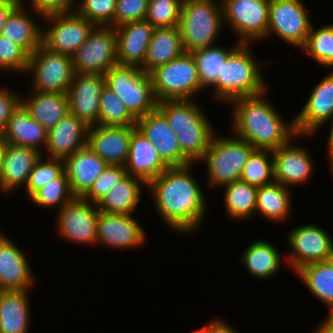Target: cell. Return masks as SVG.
I'll return each mask as SVG.
<instances>
[{
  "mask_svg": "<svg viewBox=\"0 0 333 333\" xmlns=\"http://www.w3.org/2000/svg\"><path fill=\"white\" fill-rule=\"evenodd\" d=\"M192 167L193 163L169 167L146 187L161 219L180 234L197 230L207 209L203 189L191 174Z\"/></svg>",
  "mask_w": 333,
  "mask_h": 333,
  "instance_id": "6da1fadb",
  "label": "cell"
},
{
  "mask_svg": "<svg viewBox=\"0 0 333 333\" xmlns=\"http://www.w3.org/2000/svg\"><path fill=\"white\" fill-rule=\"evenodd\" d=\"M263 93L240 97L232 100L235 136L248 141L255 149L276 150L290 140L304 135H297L294 120L284 122L282 116L264 97Z\"/></svg>",
  "mask_w": 333,
  "mask_h": 333,
  "instance_id": "7a4b0ae2",
  "label": "cell"
},
{
  "mask_svg": "<svg viewBox=\"0 0 333 333\" xmlns=\"http://www.w3.org/2000/svg\"><path fill=\"white\" fill-rule=\"evenodd\" d=\"M250 43L237 42L222 64L216 80L209 86L221 102L230 103L240 97L254 96L267 89L260 64L252 55Z\"/></svg>",
  "mask_w": 333,
  "mask_h": 333,
  "instance_id": "3957f363",
  "label": "cell"
},
{
  "mask_svg": "<svg viewBox=\"0 0 333 333\" xmlns=\"http://www.w3.org/2000/svg\"><path fill=\"white\" fill-rule=\"evenodd\" d=\"M224 25L222 3L215 0H183L179 28L185 52L214 46Z\"/></svg>",
  "mask_w": 333,
  "mask_h": 333,
  "instance_id": "277c9868",
  "label": "cell"
},
{
  "mask_svg": "<svg viewBox=\"0 0 333 333\" xmlns=\"http://www.w3.org/2000/svg\"><path fill=\"white\" fill-rule=\"evenodd\" d=\"M104 76L105 84L114 91L136 119L157 109L158 101L154 94L151 75L141 67L117 64Z\"/></svg>",
  "mask_w": 333,
  "mask_h": 333,
  "instance_id": "5b68a950",
  "label": "cell"
},
{
  "mask_svg": "<svg viewBox=\"0 0 333 333\" xmlns=\"http://www.w3.org/2000/svg\"><path fill=\"white\" fill-rule=\"evenodd\" d=\"M255 148L237 136L212 137L205 155L209 185L220 187L240 180L244 165Z\"/></svg>",
  "mask_w": 333,
  "mask_h": 333,
  "instance_id": "8992f818",
  "label": "cell"
},
{
  "mask_svg": "<svg viewBox=\"0 0 333 333\" xmlns=\"http://www.w3.org/2000/svg\"><path fill=\"white\" fill-rule=\"evenodd\" d=\"M157 101L194 100L205 89L199 79L192 53L182 55L150 72Z\"/></svg>",
  "mask_w": 333,
  "mask_h": 333,
  "instance_id": "52a82bcc",
  "label": "cell"
},
{
  "mask_svg": "<svg viewBox=\"0 0 333 333\" xmlns=\"http://www.w3.org/2000/svg\"><path fill=\"white\" fill-rule=\"evenodd\" d=\"M26 72L32 73L31 86L38 92L67 93L75 75L71 56L52 52L43 45L29 56Z\"/></svg>",
  "mask_w": 333,
  "mask_h": 333,
  "instance_id": "ba28073f",
  "label": "cell"
},
{
  "mask_svg": "<svg viewBox=\"0 0 333 333\" xmlns=\"http://www.w3.org/2000/svg\"><path fill=\"white\" fill-rule=\"evenodd\" d=\"M223 22L236 33L239 43L267 37L270 0H224Z\"/></svg>",
  "mask_w": 333,
  "mask_h": 333,
  "instance_id": "9c48e42d",
  "label": "cell"
},
{
  "mask_svg": "<svg viewBox=\"0 0 333 333\" xmlns=\"http://www.w3.org/2000/svg\"><path fill=\"white\" fill-rule=\"evenodd\" d=\"M115 27L95 26L87 40L72 56L75 73L105 74L117 65Z\"/></svg>",
  "mask_w": 333,
  "mask_h": 333,
  "instance_id": "30bf717a",
  "label": "cell"
},
{
  "mask_svg": "<svg viewBox=\"0 0 333 333\" xmlns=\"http://www.w3.org/2000/svg\"><path fill=\"white\" fill-rule=\"evenodd\" d=\"M302 0H270L267 37L274 34L286 44L302 48L311 29Z\"/></svg>",
  "mask_w": 333,
  "mask_h": 333,
  "instance_id": "8fae6325",
  "label": "cell"
},
{
  "mask_svg": "<svg viewBox=\"0 0 333 333\" xmlns=\"http://www.w3.org/2000/svg\"><path fill=\"white\" fill-rule=\"evenodd\" d=\"M43 19L51 25L48 24V29L43 30L42 45L52 52L71 57L95 27L77 12L53 14Z\"/></svg>",
  "mask_w": 333,
  "mask_h": 333,
  "instance_id": "7c38bea8",
  "label": "cell"
},
{
  "mask_svg": "<svg viewBox=\"0 0 333 333\" xmlns=\"http://www.w3.org/2000/svg\"><path fill=\"white\" fill-rule=\"evenodd\" d=\"M98 212L97 204L74 197L58 211L56 225L59 235L72 243L97 244Z\"/></svg>",
  "mask_w": 333,
  "mask_h": 333,
  "instance_id": "4fadbf2b",
  "label": "cell"
},
{
  "mask_svg": "<svg viewBox=\"0 0 333 333\" xmlns=\"http://www.w3.org/2000/svg\"><path fill=\"white\" fill-rule=\"evenodd\" d=\"M289 232L286 240L292 251L287 262L294 272L306 264L328 259L333 249V241L332 236L323 228L305 224Z\"/></svg>",
  "mask_w": 333,
  "mask_h": 333,
  "instance_id": "5bb4252c",
  "label": "cell"
},
{
  "mask_svg": "<svg viewBox=\"0 0 333 333\" xmlns=\"http://www.w3.org/2000/svg\"><path fill=\"white\" fill-rule=\"evenodd\" d=\"M136 128L151 141L159 156L169 167L192 163L183 154L176 133L158 109L138 118Z\"/></svg>",
  "mask_w": 333,
  "mask_h": 333,
  "instance_id": "9a60e30c",
  "label": "cell"
},
{
  "mask_svg": "<svg viewBox=\"0 0 333 333\" xmlns=\"http://www.w3.org/2000/svg\"><path fill=\"white\" fill-rule=\"evenodd\" d=\"M297 135H312L327 121L333 120V71L324 76L294 117Z\"/></svg>",
  "mask_w": 333,
  "mask_h": 333,
  "instance_id": "2e32d148",
  "label": "cell"
},
{
  "mask_svg": "<svg viewBox=\"0 0 333 333\" xmlns=\"http://www.w3.org/2000/svg\"><path fill=\"white\" fill-rule=\"evenodd\" d=\"M105 85L103 74L75 73L67 91L69 113L75 115L88 126L97 125L99 99Z\"/></svg>",
  "mask_w": 333,
  "mask_h": 333,
  "instance_id": "e0dca14e",
  "label": "cell"
},
{
  "mask_svg": "<svg viewBox=\"0 0 333 333\" xmlns=\"http://www.w3.org/2000/svg\"><path fill=\"white\" fill-rule=\"evenodd\" d=\"M96 230L97 243L120 250L139 247L147 236L132 215L110 214L100 210Z\"/></svg>",
  "mask_w": 333,
  "mask_h": 333,
  "instance_id": "ac0fdd59",
  "label": "cell"
},
{
  "mask_svg": "<svg viewBox=\"0 0 333 333\" xmlns=\"http://www.w3.org/2000/svg\"><path fill=\"white\" fill-rule=\"evenodd\" d=\"M136 126H89L87 145L109 165L127 162L132 131Z\"/></svg>",
  "mask_w": 333,
  "mask_h": 333,
  "instance_id": "d6986e66",
  "label": "cell"
},
{
  "mask_svg": "<svg viewBox=\"0 0 333 333\" xmlns=\"http://www.w3.org/2000/svg\"><path fill=\"white\" fill-rule=\"evenodd\" d=\"M291 144L292 140L272 151L274 179L288 188L305 184L312 176L314 165L304 147Z\"/></svg>",
  "mask_w": 333,
  "mask_h": 333,
  "instance_id": "ffe728a7",
  "label": "cell"
},
{
  "mask_svg": "<svg viewBox=\"0 0 333 333\" xmlns=\"http://www.w3.org/2000/svg\"><path fill=\"white\" fill-rule=\"evenodd\" d=\"M24 252L0 233V291L28 290L35 281Z\"/></svg>",
  "mask_w": 333,
  "mask_h": 333,
  "instance_id": "44dd1931",
  "label": "cell"
},
{
  "mask_svg": "<svg viewBox=\"0 0 333 333\" xmlns=\"http://www.w3.org/2000/svg\"><path fill=\"white\" fill-rule=\"evenodd\" d=\"M109 164L88 145L64 159V171L74 197H83Z\"/></svg>",
  "mask_w": 333,
  "mask_h": 333,
  "instance_id": "7402d4cb",
  "label": "cell"
},
{
  "mask_svg": "<svg viewBox=\"0 0 333 333\" xmlns=\"http://www.w3.org/2000/svg\"><path fill=\"white\" fill-rule=\"evenodd\" d=\"M89 126L71 113H67L48 130L45 150L49 158L65 159L87 145Z\"/></svg>",
  "mask_w": 333,
  "mask_h": 333,
  "instance_id": "603a6c76",
  "label": "cell"
},
{
  "mask_svg": "<svg viewBox=\"0 0 333 333\" xmlns=\"http://www.w3.org/2000/svg\"><path fill=\"white\" fill-rule=\"evenodd\" d=\"M117 34L116 60L119 65L141 67L144 64L154 27L136 21L115 27Z\"/></svg>",
  "mask_w": 333,
  "mask_h": 333,
  "instance_id": "cb8c5ba5",
  "label": "cell"
},
{
  "mask_svg": "<svg viewBox=\"0 0 333 333\" xmlns=\"http://www.w3.org/2000/svg\"><path fill=\"white\" fill-rule=\"evenodd\" d=\"M124 166L126 174L138 177L146 184L169 168L151 141L137 128L131 133L129 155Z\"/></svg>",
  "mask_w": 333,
  "mask_h": 333,
  "instance_id": "d4e9b609",
  "label": "cell"
},
{
  "mask_svg": "<svg viewBox=\"0 0 333 333\" xmlns=\"http://www.w3.org/2000/svg\"><path fill=\"white\" fill-rule=\"evenodd\" d=\"M41 156L42 153L36 149L7 143L0 176V191L6 194L23 184L26 186L29 175Z\"/></svg>",
  "mask_w": 333,
  "mask_h": 333,
  "instance_id": "484cf974",
  "label": "cell"
},
{
  "mask_svg": "<svg viewBox=\"0 0 333 333\" xmlns=\"http://www.w3.org/2000/svg\"><path fill=\"white\" fill-rule=\"evenodd\" d=\"M0 135L8 144L33 148L43 155L41 147H46L48 130L35 121L20 104L10 116Z\"/></svg>",
  "mask_w": 333,
  "mask_h": 333,
  "instance_id": "4316f807",
  "label": "cell"
},
{
  "mask_svg": "<svg viewBox=\"0 0 333 333\" xmlns=\"http://www.w3.org/2000/svg\"><path fill=\"white\" fill-rule=\"evenodd\" d=\"M21 1L9 14L2 35L20 46L29 56L42 45L43 29L28 14Z\"/></svg>",
  "mask_w": 333,
  "mask_h": 333,
  "instance_id": "83f0119b",
  "label": "cell"
},
{
  "mask_svg": "<svg viewBox=\"0 0 333 333\" xmlns=\"http://www.w3.org/2000/svg\"><path fill=\"white\" fill-rule=\"evenodd\" d=\"M184 52L179 26L156 27L141 68L150 73L156 67L167 64Z\"/></svg>",
  "mask_w": 333,
  "mask_h": 333,
  "instance_id": "f1b7e54d",
  "label": "cell"
},
{
  "mask_svg": "<svg viewBox=\"0 0 333 333\" xmlns=\"http://www.w3.org/2000/svg\"><path fill=\"white\" fill-rule=\"evenodd\" d=\"M31 91V97L21 96V105L35 121L52 129L69 112L67 93Z\"/></svg>",
  "mask_w": 333,
  "mask_h": 333,
  "instance_id": "f546056e",
  "label": "cell"
},
{
  "mask_svg": "<svg viewBox=\"0 0 333 333\" xmlns=\"http://www.w3.org/2000/svg\"><path fill=\"white\" fill-rule=\"evenodd\" d=\"M28 290L0 291V333H28Z\"/></svg>",
  "mask_w": 333,
  "mask_h": 333,
  "instance_id": "4dcf8cb0",
  "label": "cell"
},
{
  "mask_svg": "<svg viewBox=\"0 0 333 333\" xmlns=\"http://www.w3.org/2000/svg\"><path fill=\"white\" fill-rule=\"evenodd\" d=\"M147 184L140 178L126 174L97 204L104 213L131 215L141 199V186Z\"/></svg>",
  "mask_w": 333,
  "mask_h": 333,
  "instance_id": "1f68e13d",
  "label": "cell"
},
{
  "mask_svg": "<svg viewBox=\"0 0 333 333\" xmlns=\"http://www.w3.org/2000/svg\"><path fill=\"white\" fill-rule=\"evenodd\" d=\"M196 101L164 100L159 101L157 109L164 115L173 130L213 128Z\"/></svg>",
  "mask_w": 333,
  "mask_h": 333,
  "instance_id": "d6a6232c",
  "label": "cell"
},
{
  "mask_svg": "<svg viewBox=\"0 0 333 333\" xmlns=\"http://www.w3.org/2000/svg\"><path fill=\"white\" fill-rule=\"evenodd\" d=\"M241 255L247 271L259 279L273 277L280 270L281 262H283L278 249L266 240L251 243Z\"/></svg>",
  "mask_w": 333,
  "mask_h": 333,
  "instance_id": "836d02e7",
  "label": "cell"
},
{
  "mask_svg": "<svg viewBox=\"0 0 333 333\" xmlns=\"http://www.w3.org/2000/svg\"><path fill=\"white\" fill-rule=\"evenodd\" d=\"M288 187H285L278 182L259 186L256 196L255 213H260L269 221H281L290 215L291 209V194Z\"/></svg>",
  "mask_w": 333,
  "mask_h": 333,
  "instance_id": "e575fe53",
  "label": "cell"
},
{
  "mask_svg": "<svg viewBox=\"0 0 333 333\" xmlns=\"http://www.w3.org/2000/svg\"><path fill=\"white\" fill-rule=\"evenodd\" d=\"M295 273L313 296L333 309V268L327 260L306 264Z\"/></svg>",
  "mask_w": 333,
  "mask_h": 333,
  "instance_id": "d590c367",
  "label": "cell"
},
{
  "mask_svg": "<svg viewBox=\"0 0 333 333\" xmlns=\"http://www.w3.org/2000/svg\"><path fill=\"white\" fill-rule=\"evenodd\" d=\"M225 188L224 204L230 218L248 219L256 210L257 188L241 180L222 186Z\"/></svg>",
  "mask_w": 333,
  "mask_h": 333,
  "instance_id": "8d00e7d4",
  "label": "cell"
},
{
  "mask_svg": "<svg viewBox=\"0 0 333 333\" xmlns=\"http://www.w3.org/2000/svg\"><path fill=\"white\" fill-rule=\"evenodd\" d=\"M137 119L129 112L126 105L106 84L99 99V118L97 125L136 126Z\"/></svg>",
  "mask_w": 333,
  "mask_h": 333,
  "instance_id": "74e56055",
  "label": "cell"
},
{
  "mask_svg": "<svg viewBox=\"0 0 333 333\" xmlns=\"http://www.w3.org/2000/svg\"><path fill=\"white\" fill-rule=\"evenodd\" d=\"M240 180L256 187L274 182L272 151L255 149L243 167Z\"/></svg>",
  "mask_w": 333,
  "mask_h": 333,
  "instance_id": "f35d334b",
  "label": "cell"
},
{
  "mask_svg": "<svg viewBox=\"0 0 333 333\" xmlns=\"http://www.w3.org/2000/svg\"><path fill=\"white\" fill-rule=\"evenodd\" d=\"M302 50L323 67H333V24H326L317 30L311 26ZM333 69V68H332Z\"/></svg>",
  "mask_w": 333,
  "mask_h": 333,
  "instance_id": "ab89813d",
  "label": "cell"
},
{
  "mask_svg": "<svg viewBox=\"0 0 333 333\" xmlns=\"http://www.w3.org/2000/svg\"><path fill=\"white\" fill-rule=\"evenodd\" d=\"M234 48L228 50L225 47L216 45L192 52L198 69L199 79L204 88L209 87L216 80L222 64Z\"/></svg>",
  "mask_w": 333,
  "mask_h": 333,
  "instance_id": "60d3db41",
  "label": "cell"
},
{
  "mask_svg": "<svg viewBox=\"0 0 333 333\" xmlns=\"http://www.w3.org/2000/svg\"><path fill=\"white\" fill-rule=\"evenodd\" d=\"M214 128H195L174 130L183 154L194 164H197L206 153L214 136Z\"/></svg>",
  "mask_w": 333,
  "mask_h": 333,
  "instance_id": "b9f144b4",
  "label": "cell"
},
{
  "mask_svg": "<svg viewBox=\"0 0 333 333\" xmlns=\"http://www.w3.org/2000/svg\"><path fill=\"white\" fill-rule=\"evenodd\" d=\"M74 196L69 188V181L65 171L56 179L37 190L29 199L34 204L46 208L59 206L61 209L70 202Z\"/></svg>",
  "mask_w": 333,
  "mask_h": 333,
  "instance_id": "7bdbcfd3",
  "label": "cell"
},
{
  "mask_svg": "<svg viewBox=\"0 0 333 333\" xmlns=\"http://www.w3.org/2000/svg\"><path fill=\"white\" fill-rule=\"evenodd\" d=\"M183 0H148L145 20L154 28L179 26Z\"/></svg>",
  "mask_w": 333,
  "mask_h": 333,
  "instance_id": "ee69618b",
  "label": "cell"
},
{
  "mask_svg": "<svg viewBox=\"0 0 333 333\" xmlns=\"http://www.w3.org/2000/svg\"><path fill=\"white\" fill-rule=\"evenodd\" d=\"M44 155L35 163L27 185L24 187L30 198L37 190L58 178L64 172V160L48 158L43 159Z\"/></svg>",
  "mask_w": 333,
  "mask_h": 333,
  "instance_id": "f6af8a7d",
  "label": "cell"
},
{
  "mask_svg": "<svg viewBox=\"0 0 333 333\" xmlns=\"http://www.w3.org/2000/svg\"><path fill=\"white\" fill-rule=\"evenodd\" d=\"M116 2L117 0H80L76 12L95 26L114 27Z\"/></svg>",
  "mask_w": 333,
  "mask_h": 333,
  "instance_id": "bcb514c9",
  "label": "cell"
},
{
  "mask_svg": "<svg viewBox=\"0 0 333 333\" xmlns=\"http://www.w3.org/2000/svg\"><path fill=\"white\" fill-rule=\"evenodd\" d=\"M125 175V166L108 165L82 198L88 202L98 204L107 192Z\"/></svg>",
  "mask_w": 333,
  "mask_h": 333,
  "instance_id": "7dc6e473",
  "label": "cell"
},
{
  "mask_svg": "<svg viewBox=\"0 0 333 333\" xmlns=\"http://www.w3.org/2000/svg\"><path fill=\"white\" fill-rule=\"evenodd\" d=\"M29 55L14 42L0 34V70L25 73Z\"/></svg>",
  "mask_w": 333,
  "mask_h": 333,
  "instance_id": "c3c4849f",
  "label": "cell"
},
{
  "mask_svg": "<svg viewBox=\"0 0 333 333\" xmlns=\"http://www.w3.org/2000/svg\"><path fill=\"white\" fill-rule=\"evenodd\" d=\"M147 6L148 0H117L114 27L145 20Z\"/></svg>",
  "mask_w": 333,
  "mask_h": 333,
  "instance_id": "681fc988",
  "label": "cell"
},
{
  "mask_svg": "<svg viewBox=\"0 0 333 333\" xmlns=\"http://www.w3.org/2000/svg\"><path fill=\"white\" fill-rule=\"evenodd\" d=\"M31 10L37 13L42 18L53 14L74 13L77 9V4L74 5V0H29ZM75 6V8H74Z\"/></svg>",
  "mask_w": 333,
  "mask_h": 333,
  "instance_id": "f907efd6",
  "label": "cell"
},
{
  "mask_svg": "<svg viewBox=\"0 0 333 333\" xmlns=\"http://www.w3.org/2000/svg\"><path fill=\"white\" fill-rule=\"evenodd\" d=\"M20 104L21 97L18 93L10 92L9 89H0V132Z\"/></svg>",
  "mask_w": 333,
  "mask_h": 333,
  "instance_id": "816d5d0a",
  "label": "cell"
},
{
  "mask_svg": "<svg viewBox=\"0 0 333 333\" xmlns=\"http://www.w3.org/2000/svg\"><path fill=\"white\" fill-rule=\"evenodd\" d=\"M21 0H0V34H2L6 19Z\"/></svg>",
  "mask_w": 333,
  "mask_h": 333,
  "instance_id": "f5cc1de1",
  "label": "cell"
},
{
  "mask_svg": "<svg viewBox=\"0 0 333 333\" xmlns=\"http://www.w3.org/2000/svg\"><path fill=\"white\" fill-rule=\"evenodd\" d=\"M235 329L221 319H215L207 323V333H239Z\"/></svg>",
  "mask_w": 333,
  "mask_h": 333,
  "instance_id": "db71d44e",
  "label": "cell"
},
{
  "mask_svg": "<svg viewBox=\"0 0 333 333\" xmlns=\"http://www.w3.org/2000/svg\"><path fill=\"white\" fill-rule=\"evenodd\" d=\"M317 329L320 333H333V309H330V313Z\"/></svg>",
  "mask_w": 333,
  "mask_h": 333,
  "instance_id": "11a10c76",
  "label": "cell"
},
{
  "mask_svg": "<svg viewBox=\"0 0 333 333\" xmlns=\"http://www.w3.org/2000/svg\"><path fill=\"white\" fill-rule=\"evenodd\" d=\"M329 136H328V146H327V153H328V160H329V165H330V169H332L333 172V120H332V125L329 131Z\"/></svg>",
  "mask_w": 333,
  "mask_h": 333,
  "instance_id": "9f6ffc18",
  "label": "cell"
},
{
  "mask_svg": "<svg viewBox=\"0 0 333 333\" xmlns=\"http://www.w3.org/2000/svg\"><path fill=\"white\" fill-rule=\"evenodd\" d=\"M7 142L5 139L0 135V176L2 173V168H3V156L5 152Z\"/></svg>",
  "mask_w": 333,
  "mask_h": 333,
  "instance_id": "6f0895ef",
  "label": "cell"
},
{
  "mask_svg": "<svg viewBox=\"0 0 333 333\" xmlns=\"http://www.w3.org/2000/svg\"><path fill=\"white\" fill-rule=\"evenodd\" d=\"M191 333H207V325L204 328L199 329V330H195Z\"/></svg>",
  "mask_w": 333,
  "mask_h": 333,
  "instance_id": "680465c9",
  "label": "cell"
},
{
  "mask_svg": "<svg viewBox=\"0 0 333 333\" xmlns=\"http://www.w3.org/2000/svg\"><path fill=\"white\" fill-rule=\"evenodd\" d=\"M327 261L330 263V265L332 266L333 268V249H332V252L330 253Z\"/></svg>",
  "mask_w": 333,
  "mask_h": 333,
  "instance_id": "91938a15",
  "label": "cell"
},
{
  "mask_svg": "<svg viewBox=\"0 0 333 333\" xmlns=\"http://www.w3.org/2000/svg\"><path fill=\"white\" fill-rule=\"evenodd\" d=\"M315 332L314 333H320L319 331H318V329L316 328V330H314Z\"/></svg>",
  "mask_w": 333,
  "mask_h": 333,
  "instance_id": "94428289",
  "label": "cell"
}]
</instances>
